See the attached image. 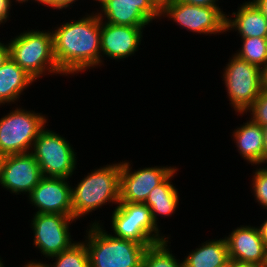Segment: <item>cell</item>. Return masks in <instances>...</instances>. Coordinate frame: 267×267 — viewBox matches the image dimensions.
<instances>
[{
  "label": "cell",
  "mask_w": 267,
  "mask_h": 267,
  "mask_svg": "<svg viewBox=\"0 0 267 267\" xmlns=\"http://www.w3.org/2000/svg\"><path fill=\"white\" fill-rule=\"evenodd\" d=\"M10 57L9 45L0 42V67L4 65Z\"/></svg>",
  "instance_id": "cell-31"
},
{
  "label": "cell",
  "mask_w": 267,
  "mask_h": 267,
  "mask_svg": "<svg viewBox=\"0 0 267 267\" xmlns=\"http://www.w3.org/2000/svg\"><path fill=\"white\" fill-rule=\"evenodd\" d=\"M10 0H0V25L9 18V11L11 9Z\"/></svg>",
  "instance_id": "cell-29"
},
{
  "label": "cell",
  "mask_w": 267,
  "mask_h": 267,
  "mask_svg": "<svg viewBox=\"0 0 267 267\" xmlns=\"http://www.w3.org/2000/svg\"><path fill=\"white\" fill-rule=\"evenodd\" d=\"M101 11L97 15L100 20L116 25L145 26L152 22L141 10L140 4L99 2ZM104 14H102V13Z\"/></svg>",
  "instance_id": "cell-20"
},
{
  "label": "cell",
  "mask_w": 267,
  "mask_h": 267,
  "mask_svg": "<svg viewBox=\"0 0 267 267\" xmlns=\"http://www.w3.org/2000/svg\"><path fill=\"white\" fill-rule=\"evenodd\" d=\"M231 57L224 68L223 80L230 105L235 112L244 114L264 88L262 69L235 54Z\"/></svg>",
  "instance_id": "cell-8"
},
{
  "label": "cell",
  "mask_w": 267,
  "mask_h": 267,
  "mask_svg": "<svg viewBox=\"0 0 267 267\" xmlns=\"http://www.w3.org/2000/svg\"><path fill=\"white\" fill-rule=\"evenodd\" d=\"M225 239L229 259L267 267V248L258 227L242 225Z\"/></svg>",
  "instance_id": "cell-15"
},
{
  "label": "cell",
  "mask_w": 267,
  "mask_h": 267,
  "mask_svg": "<svg viewBox=\"0 0 267 267\" xmlns=\"http://www.w3.org/2000/svg\"><path fill=\"white\" fill-rule=\"evenodd\" d=\"M98 2H114L126 4H140V10L151 20L161 18L160 8L153 0H95Z\"/></svg>",
  "instance_id": "cell-27"
},
{
  "label": "cell",
  "mask_w": 267,
  "mask_h": 267,
  "mask_svg": "<svg viewBox=\"0 0 267 267\" xmlns=\"http://www.w3.org/2000/svg\"><path fill=\"white\" fill-rule=\"evenodd\" d=\"M47 119L41 113L17 108L0 119V154L29 153Z\"/></svg>",
  "instance_id": "cell-6"
},
{
  "label": "cell",
  "mask_w": 267,
  "mask_h": 267,
  "mask_svg": "<svg viewBox=\"0 0 267 267\" xmlns=\"http://www.w3.org/2000/svg\"><path fill=\"white\" fill-rule=\"evenodd\" d=\"M145 27L116 25L101 20V65L102 54L111 59L124 60L138 51Z\"/></svg>",
  "instance_id": "cell-14"
},
{
  "label": "cell",
  "mask_w": 267,
  "mask_h": 267,
  "mask_svg": "<svg viewBox=\"0 0 267 267\" xmlns=\"http://www.w3.org/2000/svg\"><path fill=\"white\" fill-rule=\"evenodd\" d=\"M218 267H229V260L224 265H221V266H218Z\"/></svg>",
  "instance_id": "cell-41"
},
{
  "label": "cell",
  "mask_w": 267,
  "mask_h": 267,
  "mask_svg": "<svg viewBox=\"0 0 267 267\" xmlns=\"http://www.w3.org/2000/svg\"><path fill=\"white\" fill-rule=\"evenodd\" d=\"M229 267H265V266L229 259Z\"/></svg>",
  "instance_id": "cell-32"
},
{
  "label": "cell",
  "mask_w": 267,
  "mask_h": 267,
  "mask_svg": "<svg viewBox=\"0 0 267 267\" xmlns=\"http://www.w3.org/2000/svg\"><path fill=\"white\" fill-rule=\"evenodd\" d=\"M263 134H264V163H267V125L263 126Z\"/></svg>",
  "instance_id": "cell-35"
},
{
  "label": "cell",
  "mask_w": 267,
  "mask_h": 267,
  "mask_svg": "<svg viewBox=\"0 0 267 267\" xmlns=\"http://www.w3.org/2000/svg\"><path fill=\"white\" fill-rule=\"evenodd\" d=\"M55 258L53 264L30 261L27 264L41 265L42 267H90L89 255L84 242H75L69 249L51 257Z\"/></svg>",
  "instance_id": "cell-22"
},
{
  "label": "cell",
  "mask_w": 267,
  "mask_h": 267,
  "mask_svg": "<svg viewBox=\"0 0 267 267\" xmlns=\"http://www.w3.org/2000/svg\"><path fill=\"white\" fill-rule=\"evenodd\" d=\"M43 177H72L76 169V152L65 137L43 129L33 143L31 152Z\"/></svg>",
  "instance_id": "cell-7"
},
{
  "label": "cell",
  "mask_w": 267,
  "mask_h": 267,
  "mask_svg": "<svg viewBox=\"0 0 267 267\" xmlns=\"http://www.w3.org/2000/svg\"><path fill=\"white\" fill-rule=\"evenodd\" d=\"M73 2H76V0H44L42 5H47L48 7L60 10L64 8L66 9L73 4Z\"/></svg>",
  "instance_id": "cell-28"
},
{
  "label": "cell",
  "mask_w": 267,
  "mask_h": 267,
  "mask_svg": "<svg viewBox=\"0 0 267 267\" xmlns=\"http://www.w3.org/2000/svg\"><path fill=\"white\" fill-rule=\"evenodd\" d=\"M224 13L219 6L190 5L181 0H170L160 9L161 16L169 17L193 33L206 35L226 33Z\"/></svg>",
  "instance_id": "cell-9"
},
{
  "label": "cell",
  "mask_w": 267,
  "mask_h": 267,
  "mask_svg": "<svg viewBox=\"0 0 267 267\" xmlns=\"http://www.w3.org/2000/svg\"><path fill=\"white\" fill-rule=\"evenodd\" d=\"M232 16L235 18L226 15V31L235 29L241 37L267 38V18L252 1L243 3Z\"/></svg>",
  "instance_id": "cell-16"
},
{
  "label": "cell",
  "mask_w": 267,
  "mask_h": 267,
  "mask_svg": "<svg viewBox=\"0 0 267 267\" xmlns=\"http://www.w3.org/2000/svg\"><path fill=\"white\" fill-rule=\"evenodd\" d=\"M40 166L29 153L6 155L0 184L12 193L32 192L42 178Z\"/></svg>",
  "instance_id": "cell-13"
},
{
  "label": "cell",
  "mask_w": 267,
  "mask_h": 267,
  "mask_svg": "<svg viewBox=\"0 0 267 267\" xmlns=\"http://www.w3.org/2000/svg\"><path fill=\"white\" fill-rule=\"evenodd\" d=\"M262 77H263V85L267 87V63L265 67L262 69Z\"/></svg>",
  "instance_id": "cell-36"
},
{
  "label": "cell",
  "mask_w": 267,
  "mask_h": 267,
  "mask_svg": "<svg viewBox=\"0 0 267 267\" xmlns=\"http://www.w3.org/2000/svg\"><path fill=\"white\" fill-rule=\"evenodd\" d=\"M9 42L10 57L35 80L47 71L63 74L55 60L53 33L49 30L24 31Z\"/></svg>",
  "instance_id": "cell-4"
},
{
  "label": "cell",
  "mask_w": 267,
  "mask_h": 267,
  "mask_svg": "<svg viewBox=\"0 0 267 267\" xmlns=\"http://www.w3.org/2000/svg\"><path fill=\"white\" fill-rule=\"evenodd\" d=\"M111 218L115 234L113 237L131 240L144 246L169 239L161 235L152 219L150 208L144 203L119 202Z\"/></svg>",
  "instance_id": "cell-5"
},
{
  "label": "cell",
  "mask_w": 267,
  "mask_h": 267,
  "mask_svg": "<svg viewBox=\"0 0 267 267\" xmlns=\"http://www.w3.org/2000/svg\"><path fill=\"white\" fill-rule=\"evenodd\" d=\"M120 163L93 170L72 187L73 218L76 220L109 203L120 202Z\"/></svg>",
  "instance_id": "cell-2"
},
{
  "label": "cell",
  "mask_w": 267,
  "mask_h": 267,
  "mask_svg": "<svg viewBox=\"0 0 267 267\" xmlns=\"http://www.w3.org/2000/svg\"><path fill=\"white\" fill-rule=\"evenodd\" d=\"M24 267H42L41 265H30V264H25Z\"/></svg>",
  "instance_id": "cell-39"
},
{
  "label": "cell",
  "mask_w": 267,
  "mask_h": 267,
  "mask_svg": "<svg viewBox=\"0 0 267 267\" xmlns=\"http://www.w3.org/2000/svg\"><path fill=\"white\" fill-rule=\"evenodd\" d=\"M238 152L251 165L264 164L263 128L251 119L233 132Z\"/></svg>",
  "instance_id": "cell-17"
},
{
  "label": "cell",
  "mask_w": 267,
  "mask_h": 267,
  "mask_svg": "<svg viewBox=\"0 0 267 267\" xmlns=\"http://www.w3.org/2000/svg\"><path fill=\"white\" fill-rule=\"evenodd\" d=\"M70 22L52 30L59 70L67 75L101 66V20L97 13Z\"/></svg>",
  "instance_id": "cell-1"
},
{
  "label": "cell",
  "mask_w": 267,
  "mask_h": 267,
  "mask_svg": "<svg viewBox=\"0 0 267 267\" xmlns=\"http://www.w3.org/2000/svg\"><path fill=\"white\" fill-rule=\"evenodd\" d=\"M6 155L4 154H0V182H1V178H2V169H3V163L5 160Z\"/></svg>",
  "instance_id": "cell-37"
},
{
  "label": "cell",
  "mask_w": 267,
  "mask_h": 267,
  "mask_svg": "<svg viewBox=\"0 0 267 267\" xmlns=\"http://www.w3.org/2000/svg\"><path fill=\"white\" fill-rule=\"evenodd\" d=\"M252 178L255 199L267 210V167L257 168Z\"/></svg>",
  "instance_id": "cell-25"
},
{
  "label": "cell",
  "mask_w": 267,
  "mask_h": 267,
  "mask_svg": "<svg viewBox=\"0 0 267 267\" xmlns=\"http://www.w3.org/2000/svg\"><path fill=\"white\" fill-rule=\"evenodd\" d=\"M33 216L31 228L34 233V245L44 257L58 255L75 243L69 232V225L75 221L73 217L50 213H35Z\"/></svg>",
  "instance_id": "cell-10"
},
{
  "label": "cell",
  "mask_w": 267,
  "mask_h": 267,
  "mask_svg": "<svg viewBox=\"0 0 267 267\" xmlns=\"http://www.w3.org/2000/svg\"><path fill=\"white\" fill-rule=\"evenodd\" d=\"M0 267H5L1 258H0Z\"/></svg>",
  "instance_id": "cell-42"
},
{
  "label": "cell",
  "mask_w": 267,
  "mask_h": 267,
  "mask_svg": "<svg viewBox=\"0 0 267 267\" xmlns=\"http://www.w3.org/2000/svg\"><path fill=\"white\" fill-rule=\"evenodd\" d=\"M87 240L83 241L89 255L90 267H142L148 246L113 237L96 221L89 225Z\"/></svg>",
  "instance_id": "cell-3"
},
{
  "label": "cell",
  "mask_w": 267,
  "mask_h": 267,
  "mask_svg": "<svg viewBox=\"0 0 267 267\" xmlns=\"http://www.w3.org/2000/svg\"><path fill=\"white\" fill-rule=\"evenodd\" d=\"M177 169H175L161 184L154 187L149 193L144 204L151 211V216L157 226V215L171 216L175 213L179 203V193L171 179L174 177Z\"/></svg>",
  "instance_id": "cell-19"
},
{
  "label": "cell",
  "mask_w": 267,
  "mask_h": 267,
  "mask_svg": "<svg viewBox=\"0 0 267 267\" xmlns=\"http://www.w3.org/2000/svg\"><path fill=\"white\" fill-rule=\"evenodd\" d=\"M241 39L242 47L235 55L263 69L267 63V38L241 37Z\"/></svg>",
  "instance_id": "cell-24"
},
{
  "label": "cell",
  "mask_w": 267,
  "mask_h": 267,
  "mask_svg": "<svg viewBox=\"0 0 267 267\" xmlns=\"http://www.w3.org/2000/svg\"><path fill=\"white\" fill-rule=\"evenodd\" d=\"M66 178L42 177L29 194L36 213L62 214L73 217L72 187ZM67 181V182H66Z\"/></svg>",
  "instance_id": "cell-12"
},
{
  "label": "cell",
  "mask_w": 267,
  "mask_h": 267,
  "mask_svg": "<svg viewBox=\"0 0 267 267\" xmlns=\"http://www.w3.org/2000/svg\"><path fill=\"white\" fill-rule=\"evenodd\" d=\"M168 239L148 246L142 259V267H183V261L170 253Z\"/></svg>",
  "instance_id": "cell-23"
},
{
  "label": "cell",
  "mask_w": 267,
  "mask_h": 267,
  "mask_svg": "<svg viewBox=\"0 0 267 267\" xmlns=\"http://www.w3.org/2000/svg\"><path fill=\"white\" fill-rule=\"evenodd\" d=\"M251 113V120L260 126L267 125V87H264L258 98L246 110Z\"/></svg>",
  "instance_id": "cell-26"
},
{
  "label": "cell",
  "mask_w": 267,
  "mask_h": 267,
  "mask_svg": "<svg viewBox=\"0 0 267 267\" xmlns=\"http://www.w3.org/2000/svg\"><path fill=\"white\" fill-rule=\"evenodd\" d=\"M261 13L267 18V0H253L252 1Z\"/></svg>",
  "instance_id": "cell-33"
},
{
  "label": "cell",
  "mask_w": 267,
  "mask_h": 267,
  "mask_svg": "<svg viewBox=\"0 0 267 267\" xmlns=\"http://www.w3.org/2000/svg\"><path fill=\"white\" fill-rule=\"evenodd\" d=\"M156 5L161 9L170 0H153Z\"/></svg>",
  "instance_id": "cell-38"
},
{
  "label": "cell",
  "mask_w": 267,
  "mask_h": 267,
  "mask_svg": "<svg viewBox=\"0 0 267 267\" xmlns=\"http://www.w3.org/2000/svg\"><path fill=\"white\" fill-rule=\"evenodd\" d=\"M204 243L182 260L183 267H218L229 260L225 238Z\"/></svg>",
  "instance_id": "cell-21"
},
{
  "label": "cell",
  "mask_w": 267,
  "mask_h": 267,
  "mask_svg": "<svg viewBox=\"0 0 267 267\" xmlns=\"http://www.w3.org/2000/svg\"><path fill=\"white\" fill-rule=\"evenodd\" d=\"M43 1H44V0H37V2H39V3H41V4H42Z\"/></svg>",
  "instance_id": "cell-43"
},
{
  "label": "cell",
  "mask_w": 267,
  "mask_h": 267,
  "mask_svg": "<svg viewBox=\"0 0 267 267\" xmlns=\"http://www.w3.org/2000/svg\"><path fill=\"white\" fill-rule=\"evenodd\" d=\"M18 3H23V2H28L29 0H16ZM35 2L37 1V0H34ZM12 2V0H10V3Z\"/></svg>",
  "instance_id": "cell-40"
},
{
  "label": "cell",
  "mask_w": 267,
  "mask_h": 267,
  "mask_svg": "<svg viewBox=\"0 0 267 267\" xmlns=\"http://www.w3.org/2000/svg\"><path fill=\"white\" fill-rule=\"evenodd\" d=\"M258 228L267 248V219Z\"/></svg>",
  "instance_id": "cell-34"
},
{
  "label": "cell",
  "mask_w": 267,
  "mask_h": 267,
  "mask_svg": "<svg viewBox=\"0 0 267 267\" xmlns=\"http://www.w3.org/2000/svg\"><path fill=\"white\" fill-rule=\"evenodd\" d=\"M34 81V78L9 57L0 67V105L17 101L21 93Z\"/></svg>",
  "instance_id": "cell-18"
},
{
  "label": "cell",
  "mask_w": 267,
  "mask_h": 267,
  "mask_svg": "<svg viewBox=\"0 0 267 267\" xmlns=\"http://www.w3.org/2000/svg\"><path fill=\"white\" fill-rule=\"evenodd\" d=\"M185 3L190 5H197V6H219L216 2L218 0H181Z\"/></svg>",
  "instance_id": "cell-30"
},
{
  "label": "cell",
  "mask_w": 267,
  "mask_h": 267,
  "mask_svg": "<svg viewBox=\"0 0 267 267\" xmlns=\"http://www.w3.org/2000/svg\"><path fill=\"white\" fill-rule=\"evenodd\" d=\"M130 162H121L120 202L144 203L151 190L161 184L176 167H145L132 172Z\"/></svg>",
  "instance_id": "cell-11"
}]
</instances>
